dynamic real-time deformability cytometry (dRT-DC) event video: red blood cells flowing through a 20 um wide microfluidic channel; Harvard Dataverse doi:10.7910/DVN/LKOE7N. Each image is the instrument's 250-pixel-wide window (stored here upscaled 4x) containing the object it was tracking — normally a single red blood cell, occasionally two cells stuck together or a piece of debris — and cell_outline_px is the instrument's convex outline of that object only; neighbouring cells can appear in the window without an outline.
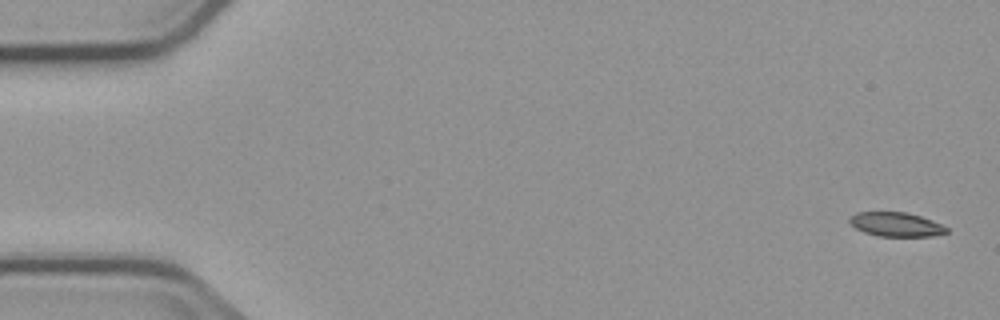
{"species": "common noctule bat (a hibernating species)", "species_latin": "Nyctalus noctula", "temperature_condition": "cold", "stored_images_in_passage": 20, "camera_frame_rate_fps": 3000, "um_per_image_px": 0.085, "animal": {"sex": "male", "body_mass_g": 23.1, "forearm_length_mm": 52.7}, "frame": {"image": 1, "passage_image": 1, "time_ms": 0.0, "image_size_px": [1000, 320], "cell_outline_px": [[948, 232], [932, 236], [880, 236], [864, 232], [856, 228], [848, 220], [856, 212], [908, 212], [932, 220], [948, 228]], "centroid_in_image_um": [76.17, 19.07], "position_along_channel_um": 8.8, "area_um2": 13.53}}